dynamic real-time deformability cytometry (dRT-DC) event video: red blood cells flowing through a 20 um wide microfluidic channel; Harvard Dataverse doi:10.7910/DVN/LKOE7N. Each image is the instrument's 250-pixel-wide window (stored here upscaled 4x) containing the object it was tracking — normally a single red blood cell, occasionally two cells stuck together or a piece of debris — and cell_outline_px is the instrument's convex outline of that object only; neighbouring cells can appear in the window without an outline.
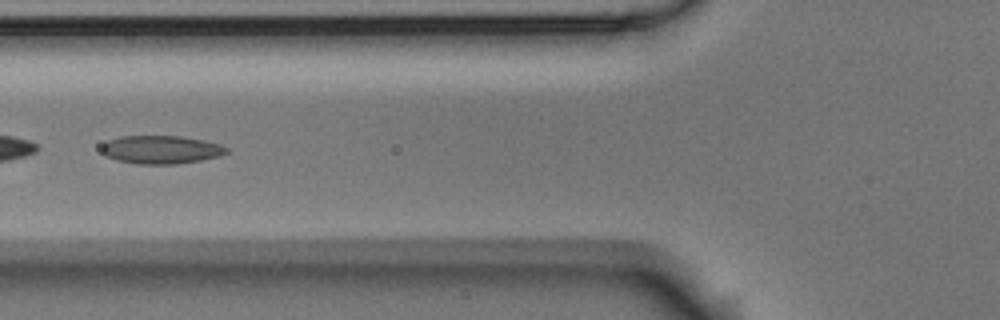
{"species": "Egyptian fruit bat (a non-hibernating species)", "species_latin": "Rousettus aegyptiacus", "temperature_condition": "room temperature", "stored_images_in_passage": 24, "camera_frame_rate_fps": 3000, "um_per_image_px": 0.085, "animal": {"sex": "male"}, "frame": {"image": 1, "passage_image": 4, "time_ms": 1.0, "image_size_px": [1000, 320], "cell_outline_px": [[228, 152], [220, 156], [200, 160], [176, 164], [136, 164], [116, 160], [104, 156], [100, 152], [100, 148], [108, 140], [120, 136], [180, 136], [204, 140], [220, 144], [228, 148]], "centroid_in_image_um": [13.65, 12.72], "position_along_channel_um": 112.1, "area_um2": 20.75}}